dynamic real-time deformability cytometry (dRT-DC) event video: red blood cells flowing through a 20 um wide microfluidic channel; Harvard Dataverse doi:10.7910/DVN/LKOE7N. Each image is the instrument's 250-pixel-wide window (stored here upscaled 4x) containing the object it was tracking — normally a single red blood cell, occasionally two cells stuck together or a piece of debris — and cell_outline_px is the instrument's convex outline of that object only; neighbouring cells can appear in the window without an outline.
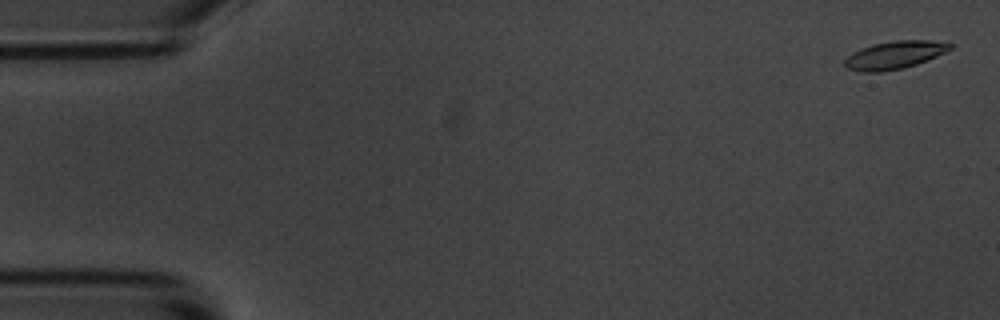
{"species": "common noctule bat (a hibernating species)", "species_latin": "Nyctalus noctula", "temperature_condition": "room temperature", "stored_images_in_passage": 9, "camera_frame_rate_fps": 3000, "um_per_image_px": 0.085, "animal": {"sex": "male", "body_mass_g": 20.1, "forearm_length_mm": 53.5}, "frame": {"image": 1, "passage_image": 2, "time_ms": 0.333, "image_size_px": [1000, 320], "cell_outline_px": [[952, 48], [936, 56], [916, 64], [904, 68], [880, 72], [860, 72], [848, 68], [844, 64], [844, 60], [852, 52], [872, 44], [892, 40], [928, 40], [952, 44]], "centroid_in_image_um": [75.99, 4.67], "position_along_channel_um": 9.0, "area_um2": 16.99}}